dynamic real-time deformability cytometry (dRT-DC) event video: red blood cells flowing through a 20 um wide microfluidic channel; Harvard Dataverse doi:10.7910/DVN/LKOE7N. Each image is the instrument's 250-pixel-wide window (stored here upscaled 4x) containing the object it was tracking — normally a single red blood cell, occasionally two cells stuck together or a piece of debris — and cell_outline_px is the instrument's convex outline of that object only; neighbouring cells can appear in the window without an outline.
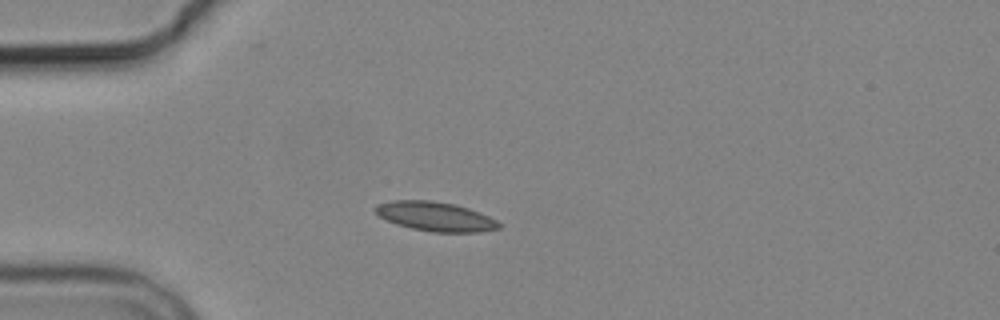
{"species": "common noctule bat (a hibernating species)", "species_latin": "Nyctalus noctula", "temperature_condition": "cold", "stored_images_in_passage": 4, "camera_frame_rate_fps": 3000, "um_per_image_px": 0.085, "animal": {"sex": "male", "body_mass_g": 19.2, "forearm_length_mm": 51.8}, "frame": {"image": 1, "passage_image": 1, "time_ms": 0.0, "image_size_px": [1000, 320], "cell_outline_px": [[500, 228], [480, 232], [432, 232], [412, 228], [396, 224], [380, 216], [372, 208], [376, 204], [392, 200], [432, 200], [456, 204], [468, 208], [488, 216], [496, 220], [500, 224]], "centroid_in_image_um": [36.99, 18.39], "position_along_channel_um": 48.0, "area_um2": 21.1}}
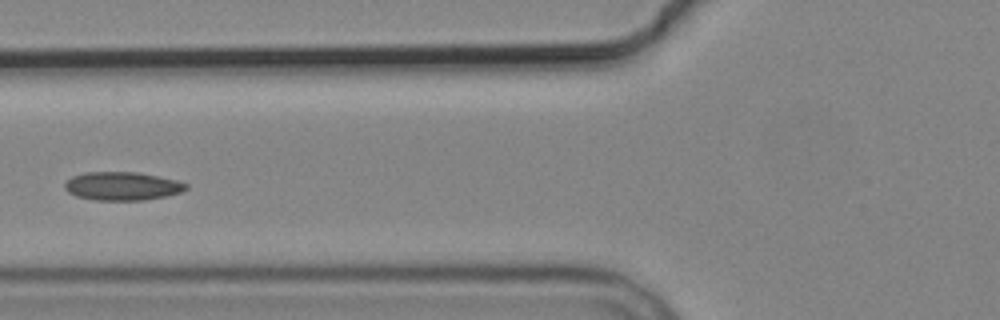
{"frame": {"image": 2, "passage_image": 3, "time_ms": 2.333, "image_size_px": [1000, 320], "cell_outline_px": [[188, 188], [180, 192], [164, 196], [144, 200], [96, 200], [76, 196], [68, 192], [64, 188], [64, 184], [72, 176], [84, 172], [136, 172], [176, 180], [188, 184]], "centroid_in_image_um": [10.36, 15.81], "position_along_channel_um": 115.4, "area_um2": 19.94}}
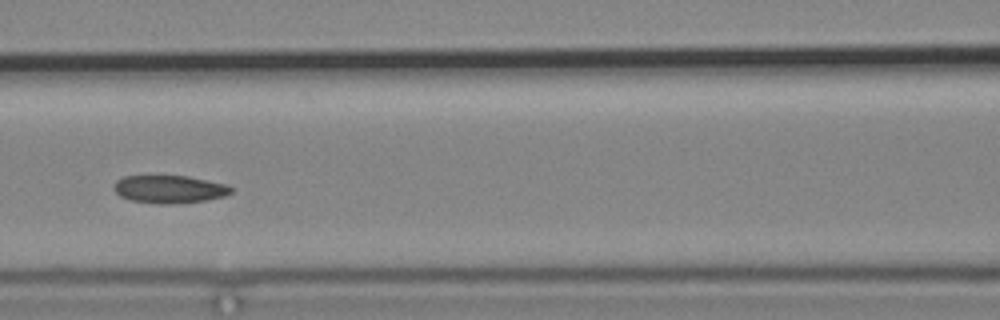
{"frame": {"image": 3, "passage_image": 4, "time_ms": 3.333, "image_size_px": [1000, 320], "cell_outline_px": [[232, 192], [224, 196], [208, 200], [172, 204], [160, 204], [128, 200], [120, 196], [112, 188], [116, 180], [124, 176], [188, 176], [228, 184], [232, 188]], "centroid_in_image_um": [14.39, 16.08], "position_along_channel_um": 152.2, "area_um2": 19.19}}